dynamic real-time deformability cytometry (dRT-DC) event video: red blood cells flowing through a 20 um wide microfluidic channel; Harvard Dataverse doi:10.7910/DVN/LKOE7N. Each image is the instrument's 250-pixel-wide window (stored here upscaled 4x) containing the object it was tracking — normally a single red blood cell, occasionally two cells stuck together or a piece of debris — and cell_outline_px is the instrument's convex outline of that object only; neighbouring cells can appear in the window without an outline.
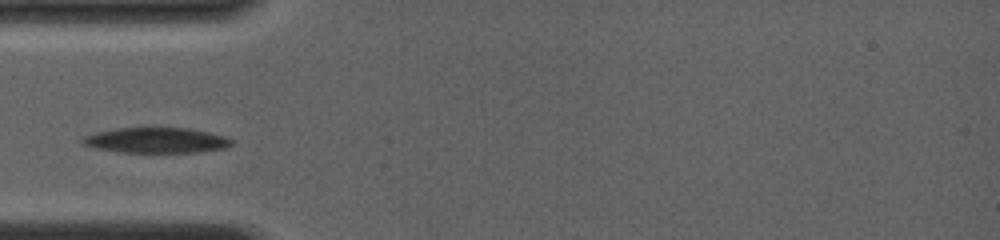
{"species": "common noctule bat (a hibernating species)", "species_latin": "Nyctalus noctula", "temperature_condition": "room temperature", "stored_images_in_passage": 7, "camera_frame_rate_fps": 4000, "um_per_image_px": 0.085, "animal": {"sex": "female", "body_mass_g": 19.0, "forearm_length_mm": 56.7}, "frame": {"image": 1, "passage_image": 2, "time_ms": 0.75, "image_size_px": [1000, 240], "cell_outline_px": [[232, 144], [224, 148], [196, 152], [120, 152], [96, 148], [80, 144], [80, 140], [84, 136], [96, 132], [116, 128], [192, 128], [224, 136], [232, 140]], "centroid_in_image_um": [13.24, 11.92], "position_along_channel_um": 71.8, "area_um2": 21.96}}
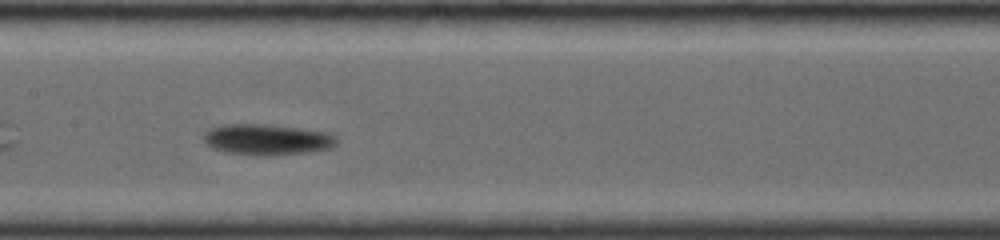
{"frame": {"image": 2, "passage_image": 6, "time_ms": 3.75, "image_size_px": [1000, 240], "cell_outline_px": [[336, 144], [328, 148], [312, 152], [264, 156], [228, 152], [212, 148], [204, 140], [204, 132], [208, 128], [224, 124], [264, 124], [300, 128], [324, 132], [336, 136]], "centroid_in_image_um": [22.67, 11.85], "position_along_channel_um": 184.7, "area_um2": 23.81}}
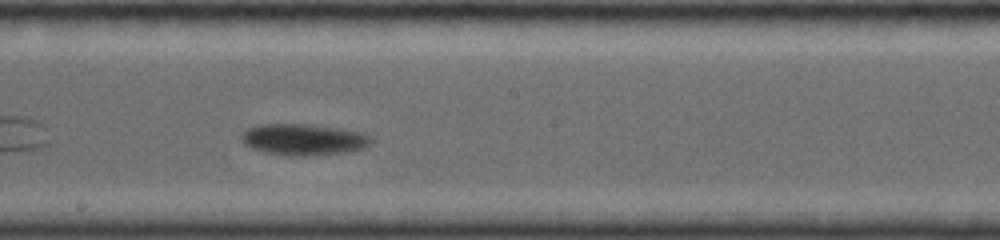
{"frame": {"image": 3, "passage_image": 7, "time_ms": 4.75, "image_size_px": [1000, 240], "cell_outline_px": [[372, 140], [364, 148], [348, 152], [304, 156], [292, 156], [264, 152], [252, 148], [244, 144], [240, 140], [240, 136], [248, 128], [260, 124], [304, 124], [336, 128], [364, 132], [372, 136]], "centroid_in_image_um": [25.8, 11.86], "position_along_channel_um": 222.4, "area_um2": 23.7}}